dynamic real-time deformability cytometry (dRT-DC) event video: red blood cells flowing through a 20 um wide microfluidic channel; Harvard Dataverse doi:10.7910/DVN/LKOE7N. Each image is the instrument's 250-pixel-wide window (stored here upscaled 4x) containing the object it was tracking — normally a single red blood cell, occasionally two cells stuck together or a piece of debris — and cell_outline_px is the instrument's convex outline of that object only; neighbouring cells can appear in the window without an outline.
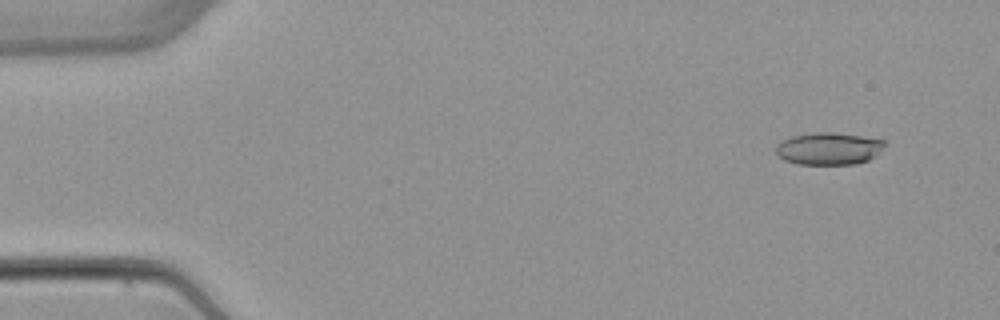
{"species": "common noctule bat (a hibernating species)", "species_latin": "Nyctalus noctula", "temperature_condition": "warm", "stored_images_in_passage": 5, "camera_frame_rate_fps": 3000, "um_per_image_px": 0.085, "animal": {"sex": "female", "body_mass_g": 22.7, "forearm_length_mm": 54.2}, "frame": {"image": 1, "passage_image": 1, "time_ms": 0.0, "image_size_px": [1000, 320], "cell_outline_px": [[888, 144], [876, 156], [868, 160], [856, 164], [796, 164], [784, 160], [776, 152], [776, 144], [792, 136], [812, 132], [832, 132], [860, 136], [884, 140]], "centroid_in_image_um": [70.47, 12.63], "position_along_channel_um": 14.5, "area_um2": 20.58}}
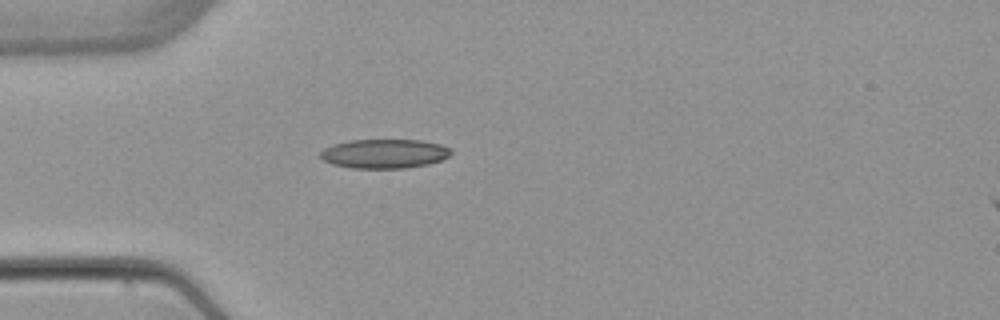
{"frame": {"image": 2, "passage_image": 4, "time_ms": 3.667, "image_size_px": [1000, 320], "cell_outline_px": [[452, 152], [448, 156], [440, 160], [428, 164], [404, 168], [352, 168], [332, 164], [324, 160], [320, 156], [320, 152], [324, 148], [332, 144], [348, 140], [420, 140], [440, 144], [452, 148]], "centroid_in_image_um": [32.66, 13.05], "position_along_channel_um": 52.3, "area_um2": 22.25}}